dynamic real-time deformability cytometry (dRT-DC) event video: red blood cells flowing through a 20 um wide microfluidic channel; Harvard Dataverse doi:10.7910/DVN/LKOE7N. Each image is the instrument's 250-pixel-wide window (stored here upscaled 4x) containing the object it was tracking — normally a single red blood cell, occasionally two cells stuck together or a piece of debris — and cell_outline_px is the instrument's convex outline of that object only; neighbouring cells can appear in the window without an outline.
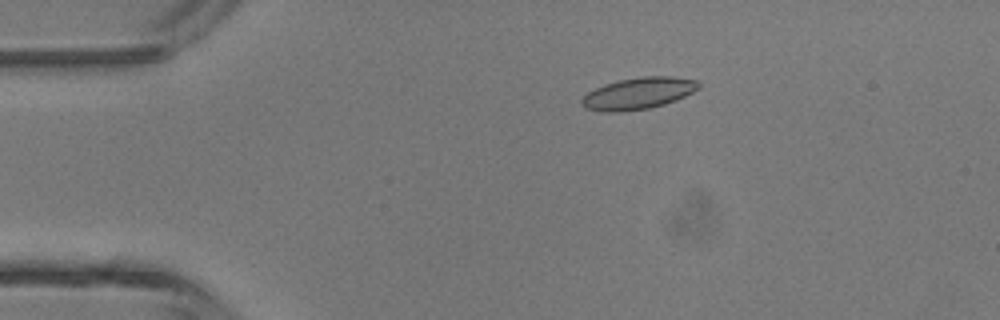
{"species": "common noctule bat (a hibernating species)", "species_latin": "Nyctalus noctula", "temperature_condition": "room temperature", "stored_images_in_passage": 46, "camera_frame_rate_fps": 3000, "um_per_image_px": 0.085, "animal": {"sex": "male", "body_mass_g": 13.3}, "frame": {"image": 1, "passage_image": 9, "time_ms": 2.667, "image_size_px": [1000, 320], "cell_outline_px": [[700, 88], [676, 100], [664, 104], [648, 108], [616, 112], [604, 112], [584, 108], [580, 104], [580, 100], [588, 92], [604, 84], [620, 80], [640, 76], [672, 76], [696, 80], [700, 84]], "centroid_in_image_um": [54.23, 7.93], "position_along_channel_um": 30.8, "area_um2": 21.56}}
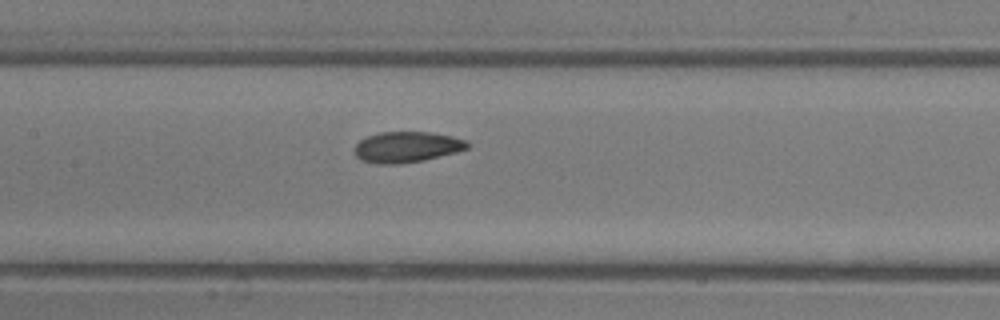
{"frame": {"image": 2, "passage_image": 22, "time_ms": 7.0, "image_size_px": [1000, 320], "cell_outline_px": [[468, 148], [456, 152], [424, 160], [400, 164], [376, 164], [360, 160], [356, 156], [352, 148], [360, 140], [368, 136], [380, 132], [428, 132], [452, 136], [468, 140]], "centroid_in_image_um": [34.54, 12.5], "position_along_channel_um": 172.9, "area_um2": 20.4}}
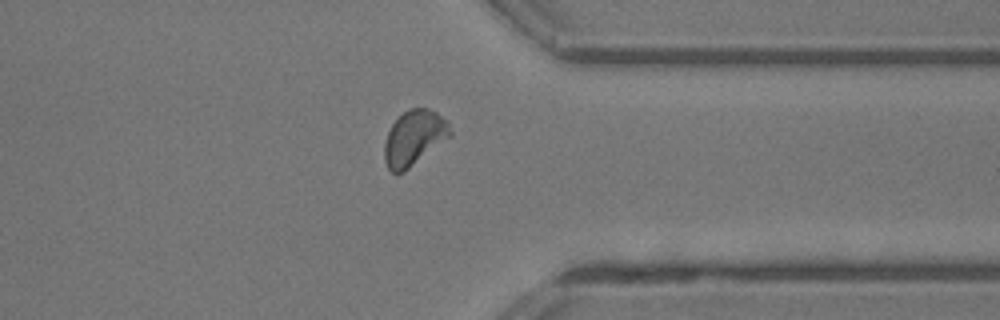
{"frame": {"image": 3, "passage_image": 36, "time_ms": 11.667, "image_size_px": [1000, 320], "cell_outline_px": [[452, 136], [404, 172], [396, 176], [388, 168], [384, 160], [384, 144], [388, 132], [392, 124], [404, 112], [412, 108], [428, 108], [436, 112], [448, 124], [452, 132]], "centroid_in_image_um": [35.19, 11.76], "position_along_channel_um": 376.2, "area_um2": 21.1}, "authors_computed_cell_mechanics": {"area_um2": 20.519, "velocity_mm_per_s": 4.4799, "shape_relaxation_time_tau1_ms": 2.6871, "shape_relaxation_time_tau2_ms": 2.635, "deformation_change_tau1": 0.0932, "deformation_change_tau2": 0.0576}}